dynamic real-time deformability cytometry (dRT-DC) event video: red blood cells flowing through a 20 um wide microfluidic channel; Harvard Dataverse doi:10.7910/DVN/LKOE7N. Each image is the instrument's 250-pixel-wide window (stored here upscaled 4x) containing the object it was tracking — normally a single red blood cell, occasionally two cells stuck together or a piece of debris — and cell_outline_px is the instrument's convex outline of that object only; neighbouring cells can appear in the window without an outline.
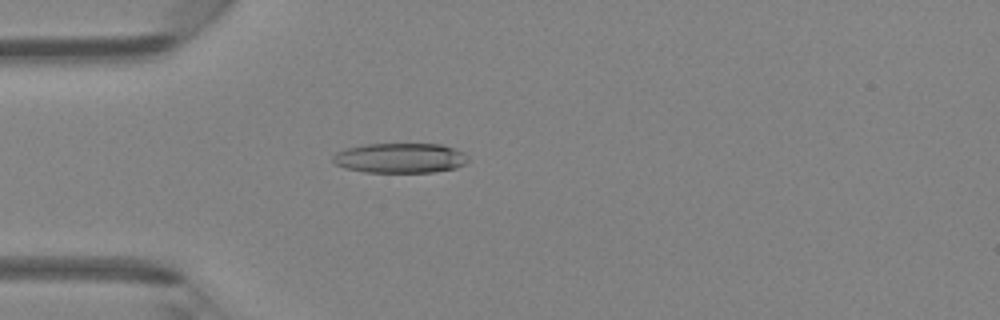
{"species": "Egyptian fruit bat (a non-hibernating species)", "species_latin": "Rousettus aegyptiacus", "temperature_condition": "room temperature", "stored_images_in_passage": 41, "camera_frame_rate_fps": 3000, "um_per_image_px": 0.085, "animal": {"sex": "female"}, "frame": {"image": 1, "passage_image": 7, "time_ms": 2.0, "image_size_px": [1000, 320], "cell_outline_px": [[468, 160], [464, 164], [456, 168], [432, 172], [364, 172], [344, 168], [336, 164], [332, 160], [332, 156], [336, 152], [348, 148], [364, 144], [440, 144], [464, 152], [468, 156]], "centroid_in_image_um": [34.0, 13.43], "position_along_channel_um": 51.0, "area_um2": 23.58}}
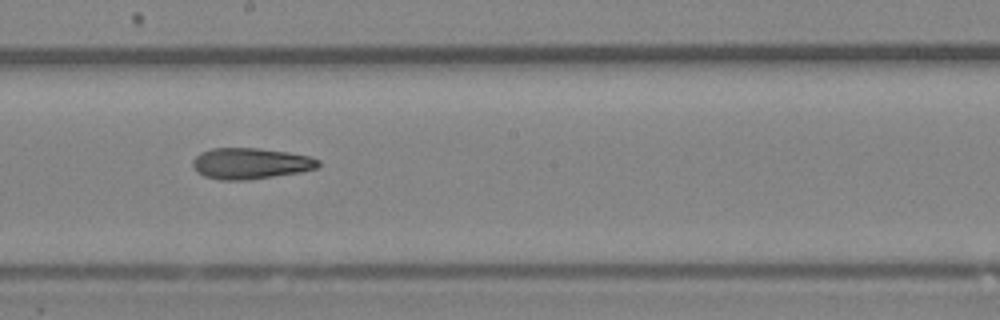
{"frame": {"image": 2, "passage_image": 20, "time_ms": 6.333, "image_size_px": [1000, 320], "cell_outline_px": [[320, 164], [316, 168], [300, 172], [248, 180], [220, 180], [204, 176], [196, 172], [192, 164], [192, 160], [200, 152], [212, 148], [256, 148], [288, 152], [312, 156], [320, 160]], "centroid_in_image_um": [21.28, 13.89], "position_along_channel_um": 226.9, "area_um2": 22.89}}
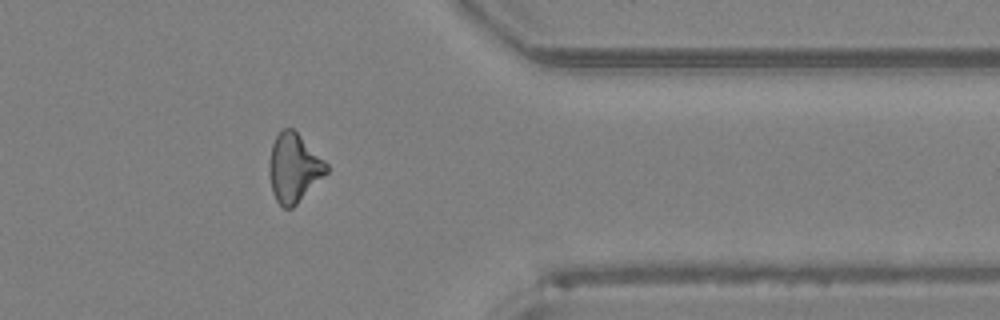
{"frame": {"image": 3, "passage_image": 32, "time_ms": 10.333, "image_size_px": [1000, 320], "cell_outline_px": [[328, 172], [292, 208], [284, 208], [276, 200], [272, 192], [268, 172], [268, 164], [272, 144], [276, 136], [284, 128], [292, 128], [328, 164]], "centroid_in_image_um": [24.95, 14.28], "position_along_channel_um": 386.4, "area_um2": 22.66}, "authors_computed_cell_mechanics": {"area_um2": 22.9466, "velocity_mm_per_s": 4.3182, "shape_relaxation_time_tau1_ms": null, "shape_relaxation_time_tau2_ms": 6.7739, "deformation_change_tau1": null, "deformation_change_tau2": 0.1864}}